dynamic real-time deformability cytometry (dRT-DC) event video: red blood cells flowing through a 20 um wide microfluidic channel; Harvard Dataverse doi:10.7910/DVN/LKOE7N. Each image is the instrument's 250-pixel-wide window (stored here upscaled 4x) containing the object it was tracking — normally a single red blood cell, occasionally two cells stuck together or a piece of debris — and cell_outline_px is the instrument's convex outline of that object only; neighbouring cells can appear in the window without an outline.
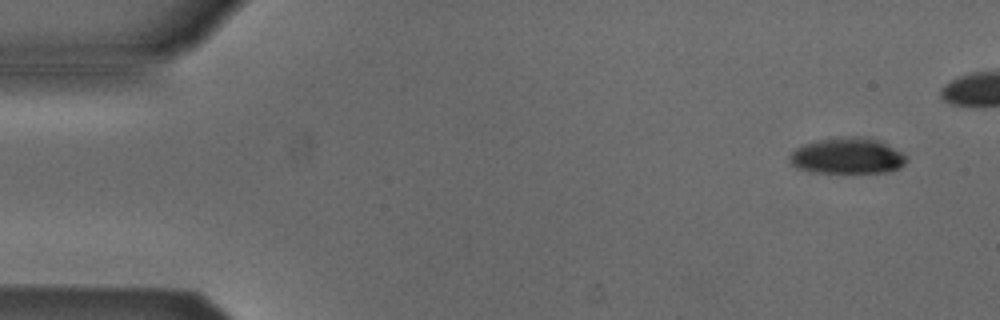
{"species": "Egyptian fruit bat (a non-hibernating species)", "species_latin": "Rousettus aegyptiacus", "temperature_condition": "cold", "stored_images_in_passage": 5, "camera_frame_rate_fps": 3000, "um_per_image_px": 0.085, "animal": {"sex": "male"}, "frame": {"image": 1, "passage_image": 1, "time_ms": 0.0, "image_size_px": [1000, 320], "cell_outline_px": [[908, 160], [900, 168], [888, 172], [812, 172], [796, 168], [788, 164], [788, 156], [796, 148], [804, 144], [820, 140], [852, 136], [864, 136], [876, 140], [900, 152]], "centroid_in_image_um": [71.96, 13.26], "position_along_channel_um": 13.0, "area_um2": 24.28}}